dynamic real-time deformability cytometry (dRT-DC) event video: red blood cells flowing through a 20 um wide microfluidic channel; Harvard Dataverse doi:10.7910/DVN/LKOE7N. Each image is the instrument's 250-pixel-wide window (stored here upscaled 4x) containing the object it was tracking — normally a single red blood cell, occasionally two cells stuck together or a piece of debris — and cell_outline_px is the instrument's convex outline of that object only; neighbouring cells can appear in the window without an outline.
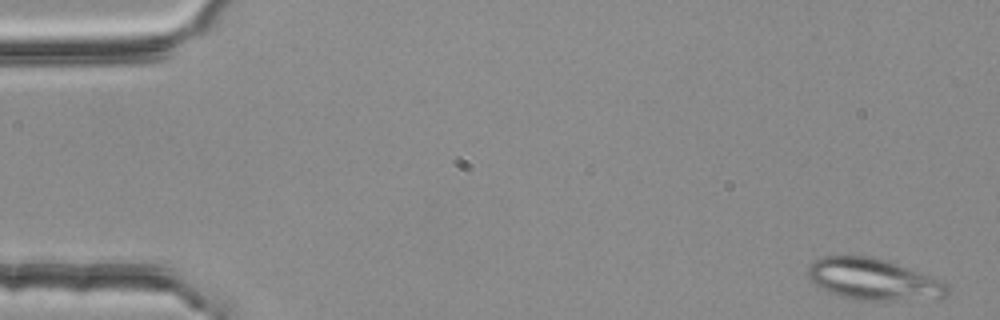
{"species": "common noctule bat (a hibernating species)", "species_latin": "Nyctalus noctula", "temperature_condition": "room temperature", "stored_images_in_passage": 4, "camera_frame_rate_fps": 3000, "um_per_image_px": 0.085, "animal": {"sex": "female", "body_mass_g": 25.1}, "frame": {"image": 1, "passage_image": 1, "time_ms": 0.0, "image_size_px": [1000, 320], "cell_outline_px": [[948, 296], [940, 300], [856, 300], [836, 296], [820, 288], [808, 280], [808, 264], [812, 260], [820, 256], [872, 256], [944, 280], [948, 284]], "centroid_in_image_um": [74.25, 23.77], "position_along_channel_um": 10.8, "area_um2": 34.51}}